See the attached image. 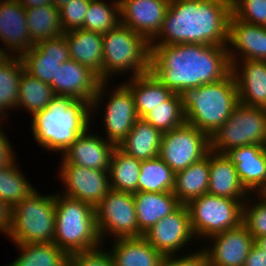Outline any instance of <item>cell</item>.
<instances>
[{
    "mask_svg": "<svg viewBox=\"0 0 266 266\" xmlns=\"http://www.w3.org/2000/svg\"><path fill=\"white\" fill-rule=\"evenodd\" d=\"M143 119L162 133L183 125L186 121L179 94L174 93L168 100L154 107Z\"/></svg>",
    "mask_w": 266,
    "mask_h": 266,
    "instance_id": "cell-39",
    "label": "cell"
},
{
    "mask_svg": "<svg viewBox=\"0 0 266 266\" xmlns=\"http://www.w3.org/2000/svg\"><path fill=\"white\" fill-rule=\"evenodd\" d=\"M133 196L139 232L142 235L181 205L172 191L136 192Z\"/></svg>",
    "mask_w": 266,
    "mask_h": 266,
    "instance_id": "cell-26",
    "label": "cell"
},
{
    "mask_svg": "<svg viewBox=\"0 0 266 266\" xmlns=\"http://www.w3.org/2000/svg\"><path fill=\"white\" fill-rule=\"evenodd\" d=\"M227 44L230 62H237L239 56L240 60L266 61V27L245 23L231 14Z\"/></svg>",
    "mask_w": 266,
    "mask_h": 266,
    "instance_id": "cell-20",
    "label": "cell"
},
{
    "mask_svg": "<svg viewBox=\"0 0 266 266\" xmlns=\"http://www.w3.org/2000/svg\"><path fill=\"white\" fill-rule=\"evenodd\" d=\"M1 47V46H0ZM6 55L3 53V51L0 49V61L5 57Z\"/></svg>",
    "mask_w": 266,
    "mask_h": 266,
    "instance_id": "cell-54",
    "label": "cell"
},
{
    "mask_svg": "<svg viewBox=\"0 0 266 266\" xmlns=\"http://www.w3.org/2000/svg\"><path fill=\"white\" fill-rule=\"evenodd\" d=\"M18 2L25 8H35L42 5L53 4V0H18Z\"/></svg>",
    "mask_w": 266,
    "mask_h": 266,
    "instance_id": "cell-48",
    "label": "cell"
},
{
    "mask_svg": "<svg viewBox=\"0 0 266 266\" xmlns=\"http://www.w3.org/2000/svg\"><path fill=\"white\" fill-rule=\"evenodd\" d=\"M16 166V158L0 168V198L11 208L35 190Z\"/></svg>",
    "mask_w": 266,
    "mask_h": 266,
    "instance_id": "cell-37",
    "label": "cell"
},
{
    "mask_svg": "<svg viewBox=\"0 0 266 266\" xmlns=\"http://www.w3.org/2000/svg\"><path fill=\"white\" fill-rule=\"evenodd\" d=\"M231 8L240 0H224Z\"/></svg>",
    "mask_w": 266,
    "mask_h": 266,
    "instance_id": "cell-52",
    "label": "cell"
},
{
    "mask_svg": "<svg viewBox=\"0 0 266 266\" xmlns=\"http://www.w3.org/2000/svg\"><path fill=\"white\" fill-rule=\"evenodd\" d=\"M238 61L230 63L238 89L239 103L266 109V61Z\"/></svg>",
    "mask_w": 266,
    "mask_h": 266,
    "instance_id": "cell-21",
    "label": "cell"
},
{
    "mask_svg": "<svg viewBox=\"0 0 266 266\" xmlns=\"http://www.w3.org/2000/svg\"><path fill=\"white\" fill-rule=\"evenodd\" d=\"M179 96L186 123L209 137L225 123L239 104L236 81L231 72L219 81L182 90Z\"/></svg>",
    "mask_w": 266,
    "mask_h": 266,
    "instance_id": "cell-4",
    "label": "cell"
},
{
    "mask_svg": "<svg viewBox=\"0 0 266 266\" xmlns=\"http://www.w3.org/2000/svg\"><path fill=\"white\" fill-rule=\"evenodd\" d=\"M12 208L0 198V233H8L11 226Z\"/></svg>",
    "mask_w": 266,
    "mask_h": 266,
    "instance_id": "cell-46",
    "label": "cell"
},
{
    "mask_svg": "<svg viewBox=\"0 0 266 266\" xmlns=\"http://www.w3.org/2000/svg\"><path fill=\"white\" fill-rule=\"evenodd\" d=\"M54 233L55 194L44 196L35 189L12 208L6 237L14 244L53 242Z\"/></svg>",
    "mask_w": 266,
    "mask_h": 266,
    "instance_id": "cell-7",
    "label": "cell"
},
{
    "mask_svg": "<svg viewBox=\"0 0 266 266\" xmlns=\"http://www.w3.org/2000/svg\"><path fill=\"white\" fill-rule=\"evenodd\" d=\"M20 59L27 73L52 86L60 65L70 59L66 38L61 35L38 41Z\"/></svg>",
    "mask_w": 266,
    "mask_h": 266,
    "instance_id": "cell-15",
    "label": "cell"
},
{
    "mask_svg": "<svg viewBox=\"0 0 266 266\" xmlns=\"http://www.w3.org/2000/svg\"><path fill=\"white\" fill-rule=\"evenodd\" d=\"M231 14L224 0H170L160 32L150 45L227 46Z\"/></svg>",
    "mask_w": 266,
    "mask_h": 266,
    "instance_id": "cell-2",
    "label": "cell"
},
{
    "mask_svg": "<svg viewBox=\"0 0 266 266\" xmlns=\"http://www.w3.org/2000/svg\"><path fill=\"white\" fill-rule=\"evenodd\" d=\"M194 234L187 205L181 204L174 212L159 220L143 237L163 256L177 252L191 242Z\"/></svg>",
    "mask_w": 266,
    "mask_h": 266,
    "instance_id": "cell-14",
    "label": "cell"
},
{
    "mask_svg": "<svg viewBox=\"0 0 266 266\" xmlns=\"http://www.w3.org/2000/svg\"><path fill=\"white\" fill-rule=\"evenodd\" d=\"M69 58L88 66L103 82V36L84 29L64 32Z\"/></svg>",
    "mask_w": 266,
    "mask_h": 266,
    "instance_id": "cell-25",
    "label": "cell"
},
{
    "mask_svg": "<svg viewBox=\"0 0 266 266\" xmlns=\"http://www.w3.org/2000/svg\"><path fill=\"white\" fill-rule=\"evenodd\" d=\"M120 23L151 42L160 32L170 0H118Z\"/></svg>",
    "mask_w": 266,
    "mask_h": 266,
    "instance_id": "cell-17",
    "label": "cell"
},
{
    "mask_svg": "<svg viewBox=\"0 0 266 266\" xmlns=\"http://www.w3.org/2000/svg\"><path fill=\"white\" fill-rule=\"evenodd\" d=\"M266 136V109L238 104L210 137V150L225 154L234 147L261 145Z\"/></svg>",
    "mask_w": 266,
    "mask_h": 266,
    "instance_id": "cell-9",
    "label": "cell"
},
{
    "mask_svg": "<svg viewBox=\"0 0 266 266\" xmlns=\"http://www.w3.org/2000/svg\"><path fill=\"white\" fill-rule=\"evenodd\" d=\"M209 173L207 193L239 200L242 204L250 197L238 177L235 165L225 154L209 151Z\"/></svg>",
    "mask_w": 266,
    "mask_h": 266,
    "instance_id": "cell-24",
    "label": "cell"
},
{
    "mask_svg": "<svg viewBox=\"0 0 266 266\" xmlns=\"http://www.w3.org/2000/svg\"><path fill=\"white\" fill-rule=\"evenodd\" d=\"M261 148H262V151H263V153H264V155L266 157V136H265L264 140L261 143Z\"/></svg>",
    "mask_w": 266,
    "mask_h": 266,
    "instance_id": "cell-51",
    "label": "cell"
},
{
    "mask_svg": "<svg viewBox=\"0 0 266 266\" xmlns=\"http://www.w3.org/2000/svg\"><path fill=\"white\" fill-rule=\"evenodd\" d=\"M174 181L175 172L159 156L141 161L138 192H169Z\"/></svg>",
    "mask_w": 266,
    "mask_h": 266,
    "instance_id": "cell-35",
    "label": "cell"
},
{
    "mask_svg": "<svg viewBox=\"0 0 266 266\" xmlns=\"http://www.w3.org/2000/svg\"><path fill=\"white\" fill-rule=\"evenodd\" d=\"M209 247H203L211 266H244L255 240L247 227H238L215 234ZM211 248V249H210Z\"/></svg>",
    "mask_w": 266,
    "mask_h": 266,
    "instance_id": "cell-16",
    "label": "cell"
},
{
    "mask_svg": "<svg viewBox=\"0 0 266 266\" xmlns=\"http://www.w3.org/2000/svg\"><path fill=\"white\" fill-rule=\"evenodd\" d=\"M244 266H266V253L254 244Z\"/></svg>",
    "mask_w": 266,
    "mask_h": 266,
    "instance_id": "cell-47",
    "label": "cell"
},
{
    "mask_svg": "<svg viewBox=\"0 0 266 266\" xmlns=\"http://www.w3.org/2000/svg\"><path fill=\"white\" fill-rule=\"evenodd\" d=\"M141 161L126 154L117 146L113 149L109 165L111 189L136 193L140 176Z\"/></svg>",
    "mask_w": 266,
    "mask_h": 266,
    "instance_id": "cell-31",
    "label": "cell"
},
{
    "mask_svg": "<svg viewBox=\"0 0 266 266\" xmlns=\"http://www.w3.org/2000/svg\"><path fill=\"white\" fill-rule=\"evenodd\" d=\"M91 0H71L59 8L63 32L81 29Z\"/></svg>",
    "mask_w": 266,
    "mask_h": 266,
    "instance_id": "cell-42",
    "label": "cell"
},
{
    "mask_svg": "<svg viewBox=\"0 0 266 266\" xmlns=\"http://www.w3.org/2000/svg\"><path fill=\"white\" fill-rule=\"evenodd\" d=\"M255 244L266 253V235L255 239Z\"/></svg>",
    "mask_w": 266,
    "mask_h": 266,
    "instance_id": "cell-49",
    "label": "cell"
},
{
    "mask_svg": "<svg viewBox=\"0 0 266 266\" xmlns=\"http://www.w3.org/2000/svg\"><path fill=\"white\" fill-rule=\"evenodd\" d=\"M24 71L22 60L19 56L6 55L0 61V120L7 115L6 110H16L20 78Z\"/></svg>",
    "mask_w": 266,
    "mask_h": 266,
    "instance_id": "cell-32",
    "label": "cell"
},
{
    "mask_svg": "<svg viewBox=\"0 0 266 266\" xmlns=\"http://www.w3.org/2000/svg\"><path fill=\"white\" fill-rule=\"evenodd\" d=\"M232 14L245 23L266 27V0H240Z\"/></svg>",
    "mask_w": 266,
    "mask_h": 266,
    "instance_id": "cell-41",
    "label": "cell"
},
{
    "mask_svg": "<svg viewBox=\"0 0 266 266\" xmlns=\"http://www.w3.org/2000/svg\"><path fill=\"white\" fill-rule=\"evenodd\" d=\"M16 246L21 254L7 266H69V255L53 242Z\"/></svg>",
    "mask_w": 266,
    "mask_h": 266,
    "instance_id": "cell-33",
    "label": "cell"
},
{
    "mask_svg": "<svg viewBox=\"0 0 266 266\" xmlns=\"http://www.w3.org/2000/svg\"><path fill=\"white\" fill-rule=\"evenodd\" d=\"M260 194L266 199V187L260 192Z\"/></svg>",
    "mask_w": 266,
    "mask_h": 266,
    "instance_id": "cell-53",
    "label": "cell"
},
{
    "mask_svg": "<svg viewBox=\"0 0 266 266\" xmlns=\"http://www.w3.org/2000/svg\"><path fill=\"white\" fill-rule=\"evenodd\" d=\"M0 40L6 47L0 49L8 56L14 53V56L20 57L34 46L26 21L25 8L18 0H0Z\"/></svg>",
    "mask_w": 266,
    "mask_h": 266,
    "instance_id": "cell-19",
    "label": "cell"
},
{
    "mask_svg": "<svg viewBox=\"0 0 266 266\" xmlns=\"http://www.w3.org/2000/svg\"><path fill=\"white\" fill-rule=\"evenodd\" d=\"M109 253L114 266H159L163 255L144 237L119 238L113 240Z\"/></svg>",
    "mask_w": 266,
    "mask_h": 266,
    "instance_id": "cell-27",
    "label": "cell"
},
{
    "mask_svg": "<svg viewBox=\"0 0 266 266\" xmlns=\"http://www.w3.org/2000/svg\"><path fill=\"white\" fill-rule=\"evenodd\" d=\"M1 123H3L2 120H0V168L10 164L16 158L8 140L9 137L7 138L6 133L1 131V126L3 125Z\"/></svg>",
    "mask_w": 266,
    "mask_h": 266,
    "instance_id": "cell-45",
    "label": "cell"
},
{
    "mask_svg": "<svg viewBox=\"0 0 266 266\" xmlns=\"http://www.w3.org/2000/svg\"><path fill=\"white\" fill-rule=\"evenodd\" d=\"M194 251L191 254L181 255L179 257L176 255L164 256L159 266H208L209 261L205 251L203 249Z\"/></svg>",
    "mask_w": 266,
    "mask_h": 266,
    "instance_id": "cell-44",
    "label": "cell"
},
{
    "mask_svg": "<svg viewBox=\"0 0 266 266\" xmlns=\"http://www.w3.org/2000/svg\"><path fill=\"white\" fill-rule=\"evenodd\" d=\"M103 246L69 255L70 266H114L111 254Z\"/></svg>",
    "mask_w": 266,
    "mask_h": 266,
    "instance_id": "cell-43",
    "label": "cell"
},
{
    "mask_svg": "<svg viewBox=\"0 0 266 266\" xmlns=\"http://www.w3.org/2000/svg\"><path fill=\"white\" fill-rule=\"evenodd\" d=\"M194 237L205 239L234 229L242 223L243 204L239 200L205 193L187 204Z\"/></svg>",
    "mask_w": 266,
    "mask_h": 266,
    "instance_id": "cell-8",
    "label": "cell"
},
{
    "mask_svg": "<svg viewBox=\"0 0 266 266\" xmlns=\"http://www.w3.org/2000/svg\"><path fill=\"white\" fill-rule=\"evenodd\" d=\"M60 179L66 191L62 195L84 201L94 208L110 191L109 171L89 169L61 160Z\"/></svg>",
    "mask_w": 266,
    "mask_h": 266,
    "instance_id": "cell-13",
    "label": "cell"
},
{
    "mask_svg": "<svg viewBox=\"0 0 266 266\" xmlns=\"http://www.w3.org/2000/svg\"><path fill=\"white\" fill-rule=\"evenodd\" d=\"M124 84L130 89L135 100L138 118H143L154 107L168 100L174 92L166 87L151 72L130 77Z\"/></svg>",
    "mask_w": 266,
    "mask_h": 266,
    "instance_id": "cell-28",
    "label": "cell"
},
{
    "mask_svg": "<svg viewBox=\"0 0 266 266\" xmlns=\"http://www.w3.org/2000/svg\"><path fill=\"white\" fill-rule=\"evenodd\" d=\"M150 46V72L174 93L219 81L231 72L227 46Z\"/></svg>",
    "mask_w": 266,
    "mask_h": 266,
    "instance_id": "cell-1",
    "label": "cell"
},
{
    "mask_svg": "<svg viewBox=\"0 0 266 266\" xmlns=\"http://www.w3.org/2000/svg\"><path fill=\"white\" fill-rule=\"evenodd\" d=\"M90 112L88 101L56 95L43 110L32 116L33 137L41 148L61 154L90 129Z\"/></svg>",
    "mask_w": 266,
    "mask_h": 266,
    "instance_id": "cell-3",
    "label": "cell"
},
{
    "mask_svg": "<svg viewBox=\"0 0 266 266\" xmlns=\"http://www.w3.org/2000/svg\"><path fill=\"white\" fill-rule=\"evenodd\" d=\"M120 24L119 1L111 4L102 0H91L84 20V30L104 34Z\"/></svg>",
    "mask_w": 266,
    "mask_h": 266,
    "instance_id": "cell-38",
    "label": "cell"
},
{
    "mask_svg": "<svg viewBox=\"0 0 266 266\" xmlns=\"http://www.w3.org/2000/svg\"><path fill=\"white\" fill-rule=\"evenodd\" d=\"M209 152L206 157L175 173L172 192L183 205L204 195L209 184Z\"/></svg>",
    "mask_w": 266,
    "mask_h": 266,
    "instance_id": "cell-30",
    "label": "cell"
},
{
    "mask_svg": "<svg viewBox=\"0 0 266 266\" xmlns=\"http://www.w3.org/2000/svg\"><path fill=\"white\" fill-rule=\"evenodd\" d=\"M25 13L31 41L34 44L63 35L60 12L55 5L48 4L25 9Z\"/></svg>",
    "mask_w": 266,
    "mask_h": 266,
    "instance_id": "cell-34",
    "label": "cell"
},
{
    "mask_svg": "<svg viewBox=\"0 0 266 266\" xmlns=\"http://www.w3.org/2000/svg\"><path fill=\"white\" fill-rule=\"evenodd\" d=\"M257 195V203L248 204L252 202L250 199L253 198V196L250 198L248 197L243 203L242 218V223L247 227L254 240L257 237L266 235V199L261 194H255V197Z\"/></svg>",
    "mask_w": 266,
    "mask_h": 266,
    "instance_id": "cell-40",
    "label": "cell"
},
{
    "mask_svg": "<svg viewBox=\"0 0 266 266\" xmlns=\"http://www.w3.org/2000/svg\"><path fill=\"white\" fill-rule=\"evenodd\" d=\"M55 96L49 84L23 71L20 78L17 108L23 107L33 116L43 110Z\"/></svg>",
    "mask_w": 266,
    "mask_h": 266,
    "instance_id": "cell-36",
    "label": "cell"
},
{
    "mask_svg": "<svg viewBox=\"0 0 266 266\" xmlns=\"http://www.w3.org/2000/svg\"><path fill=\"white\" fill-rule=\"evenodd\" d=\"M101 241L110 234L114 239L143 237L139 232L133 193L110 189L95 207Z\"/></svg>",
    "mask_w": 266,
    "mask_h": 266,
    "instance_id": "cell-10",
    "label": "cell"
},
{
    "mask_svg": "<svg viewBox=\"0 0 266 266\" xmlns=\"http://www.w3.org/2000/svg\"><path fill=\"white\" fill-rule=\"evenodd\" d=\"M107 84L110 83L102 82L88 66L68 59L58 68L56 82L51 87L55 95L88 101L94 113L100 106L104 94H107L104 92L107 90Z\"/></svg>",
    "mask_w": 266,
    "mask_h": 266,
    "instance_id": "cell-12",
    "label": "cell"
},
{
    "mask_svg": "<svg viewBox=\"0 0 266 266\" xmlns=\"http://www.w3.org/2000/svg\"><path fill=\"white\" fill-rule=\"evenodd\" d=\"M102 36L103 82L122 72L131 71L130 77L150 72L151 46L145 37L121 23Z\"/></svg>",
    "mask_w": 266,
    "mask_h": 266,
    "instance_id": "cell-6",
    "label": "cell"
},
{
    "mask_svg": "<svg viewBox=\"0 0 266 266\" xmlns=\"http://www.w3.org/2000/svg\"><path fill=\"white\" fill-rule=\"evenodd\" d=\"M225 155L235 165L238 177L245 189L251 195L253 191L255 194H260L266 187V157L261 145L234 147Z\"/></svg>",
    "mask_w": 266,
    "mask_h": 266,
    "instance_id": "cell-23",
    "label": "cell"
},
{
    "mask_svg": "<svg viewBox=\"0 0 266 266\" xmlns=\"http://www.w3.org/2000/svg\"><path fill=\"white\" fill-rule=\"evenodd\" d=\"M53 243L68 255L101 247L95 208L84 201L55 193Z\"/></svg>",
    "mask_w": 266,
    "mask_h": 266,
    "instance_id": "cell-5",
    "label": "cell"
},
{
    "mask_svg": "<svg viewBox=\"0 0 266 266\" xmlns=\"http://www.w3.org/2000/svg\"><path fill=\"white\" fill-rule=\"evenodd\" d=\"M210 151V137L188 123L164 132L159 157L176 173L200 161Z\"/></svg>",
    "mask_w": 266,
    "mask_h": 266,
    "instance_id": "cell-11",
    "label": "cell"
},
{
    "mask_svg": "<svg viewBox=\"0 0 266 266\" xmlns=\"http://www.w3.org/2000/svg\"><path fill=\"white\" fill-rule=\"evenodd\" d=\"M114 92H110L109 101L104 110L103 124L105 125V138L118 146L131 131L134 123L139 119L135 109V100L130 89L121 83Z\"/></svg>",
    "mask_w": 266,
    "mask_h": 266,
    "instance_id": "cell-18",
    "label": "cell"
},
{
    "mask_svg": "<svg viewBox=\"0 0 266 266\" xmlns=\"http://www.w3.org/2000/svg\"><path fill=\"white\" fill-rule=\"evenodd\" d=\"M70 1L71 0H53V5H55L59 9Z\"/></svg>",
    "mask_w": 266,
    "mask_h": 266,
    "instance_id": "cell-50",
    "label": "cell"
},
{
    "mask_svg": "<svg viewBox=\"0 0 266 266\" xmlns=\"http://www.w3.org/2000/svg\"><path fill=\"white\" fill-rule=\"evenodd\" d=\"M87 129L62 153L68 163L89 169L109 170L111 154L116 147Z\"/></svg>",
    "mask_w": 266,
    "mask_h": 266,
    "instance_id": "cell-22",
    "label": "cell"
},
{
    "mask_svg": "<svg viewBox=\"0 0 266 266\" xmlns=\"http://www.w3.org/2000/svg\"><path fill=\"white\" fill-rule=\"evenodd\" d=\"M162 135L160 130L139 118L117 147L137 160L153 159L159 156Z\"/></svg>",
    "mask_w": 266,
    "mask_h": 266,
    "instance_id": "cell-29",
    "label": "cell"
}]
</instances>
